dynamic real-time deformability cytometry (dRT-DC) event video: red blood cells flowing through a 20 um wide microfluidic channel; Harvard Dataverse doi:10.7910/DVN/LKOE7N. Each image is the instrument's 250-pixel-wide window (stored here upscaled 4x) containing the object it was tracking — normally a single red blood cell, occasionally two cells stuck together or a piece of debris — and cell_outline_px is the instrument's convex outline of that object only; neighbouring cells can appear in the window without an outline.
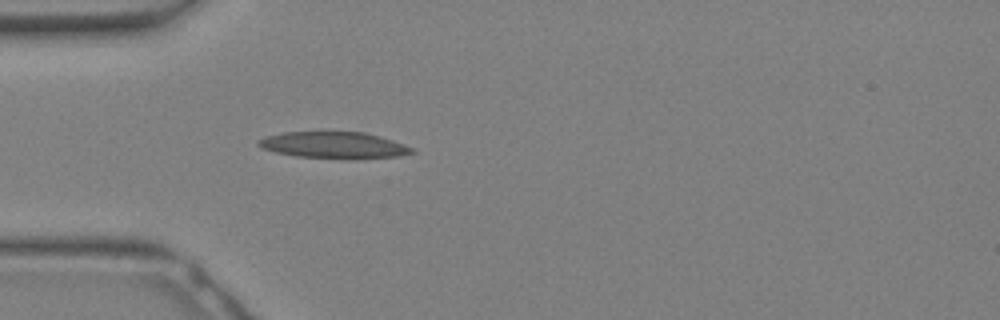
{"species": "Egyptian fruit bat (a non-hibernating species)", "species_latin": "Rousettus aegyptiacus", "temperature_condition": "warm", "stored_images_in_passage": 7, "camera_frame_rate_fps": 3000, "um_per_image_px": 0.085, "animal": {"sex": "female"}, "frame": {"image": 1, "passage_image": 1, "time_ms": 0.0, "image_size_px": [1000, 320], "cell_outline_px": [[416, 152], [400, 156], [356, 160], [296, 156], [276, 152], [264, 148], [256, 144], [256, 140], [268, 136], [284, 132], [364, 132], [380, 136], [416, 148]], "centroid_in_image_um": [28.46, 12.35], "position_along_channel_um": 56.5, "area_um2": 24.04}}
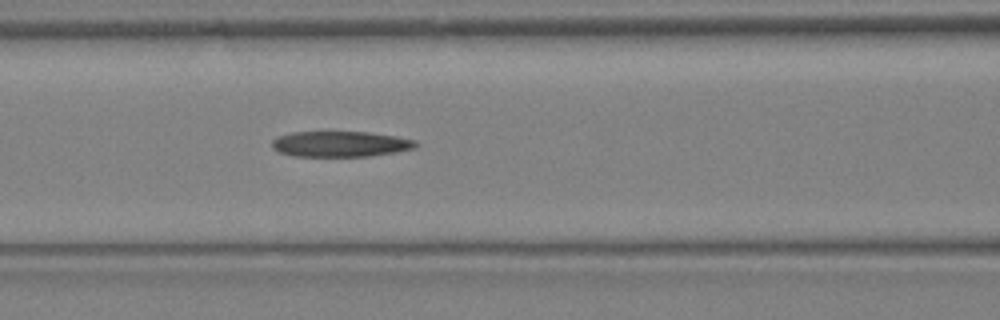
{"frame": {"image": 2, "passage_image": 5, "time_ms": 1.333, "image_size_px": [1000, 320], "cell_outline_px": [[420, 144], [416, 148], [396, 152], [368, 156], [296, 156], [280, 152], [272, 148], [272, 140], [276, 136], [292, 132], [368, 132], [396, 136], [416, 140]], "centroid_in_image_um": [28.96, 12.23], "position_along_channel_um": 137.6, "area_um2": 21.56}}
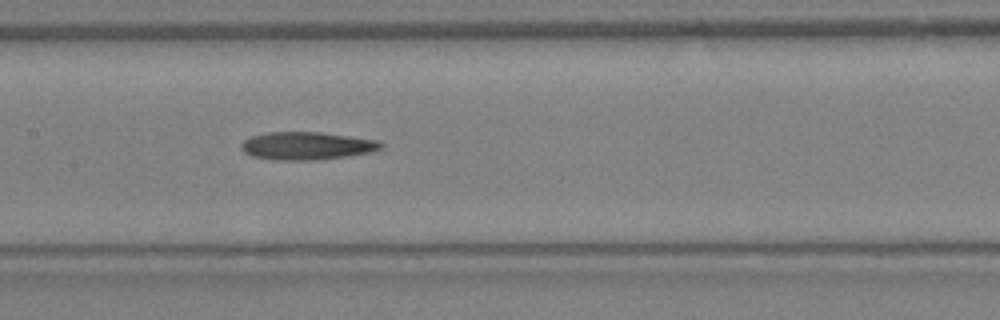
{"frame": {"image": 3, "passage_image": 7, "time_ms": 2.0, "image_size_px": [1000, 320], "cell_outline_px": [[384, 148], [372, 152], [316, 160], [280, 160], [252, 156], [244, 152], [240, 148], [240, 144], [244, 140], [252, 136], [268, 132], [320, 132], [376, 140], [384, 144]], "centroid_in_image_um": [26.07, 12.39], "position_along_channel_um": 181.3, "area_um2": 22.54}}